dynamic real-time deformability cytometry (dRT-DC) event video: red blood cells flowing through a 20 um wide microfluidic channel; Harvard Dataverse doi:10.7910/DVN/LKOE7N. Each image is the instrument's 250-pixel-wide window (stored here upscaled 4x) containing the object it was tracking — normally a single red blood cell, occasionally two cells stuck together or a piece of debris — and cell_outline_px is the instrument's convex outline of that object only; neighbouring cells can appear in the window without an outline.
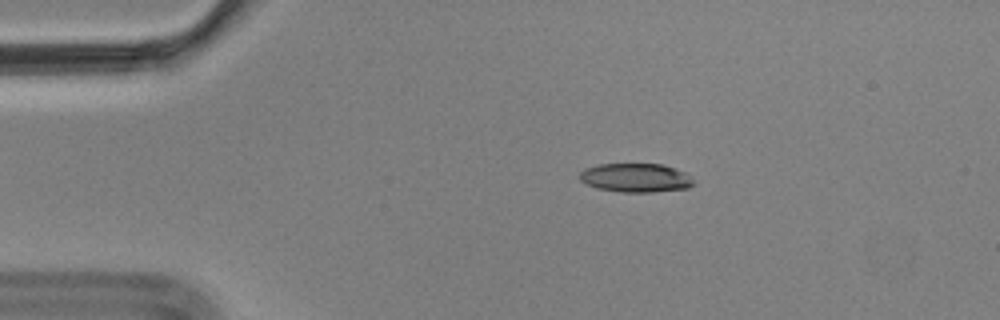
{"species": "Egyptian fruit bat (a non-hibernating species)", "species_latin": "Rousettus aegyptiacus", "temperature_condition": "cold", "stored_images_in_passage": 4, "camera_frame_rate_fps": 3000, "um_per_image_px": 0.085, "animal": {"sex": "male"}, "frame": {"image": 1, "passage_image": 3, "time_ms": 0.667, "image_size_px": [1000, 320], "cell_outline_px": [[696, 184], [688, 188], [652, 192], [620, 192], [596, 188], [580, 180], [580, 172], [584, 168], [596, 164], [660, 164], [676, 168], [684, 172]], "centroid_in_image_um": [54.02, 15.11], "position_along_channel_um": 31.0, "area_um2": 19.19}}